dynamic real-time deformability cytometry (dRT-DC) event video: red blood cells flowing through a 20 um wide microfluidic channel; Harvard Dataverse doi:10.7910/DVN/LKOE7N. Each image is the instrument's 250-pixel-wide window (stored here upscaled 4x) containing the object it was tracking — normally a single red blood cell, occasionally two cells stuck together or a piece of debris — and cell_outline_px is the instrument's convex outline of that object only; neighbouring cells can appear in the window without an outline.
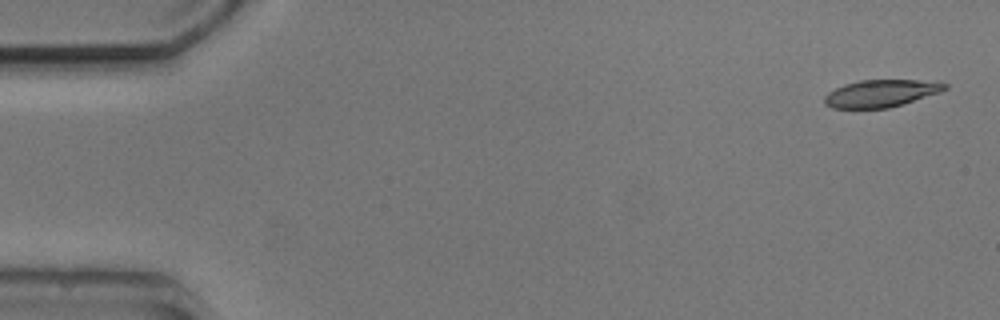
{"species": "common noctule bat (a hibernating species)", "species_latin": "Nyctalus noctula", "temperature_condition": "cold", "stored_images_in_passage": 5, "camera_frame_rate_fps": 3000, "um_per_image_px": 0.085, "animal": {"sex": "male", "body_mass_g": 20.5, "forearm_length_mm": 52.5}, "frame": {"image": 1, "passage_image": 1, "time_ms": 0.0, "image_size_px": [1000, 320], "cell_outline_px": [[948, 88], [940, 92], [904, 104], [888, 108], [832, 108], [824, 104], [824, 96], [828, 92], [844, 84], [860, 80], [916, 80], [948, 84]], "centroid_in_image_um": [74.85, 7.94], "position_along_channel_um": 10.1, "area_um2": 19.07}}
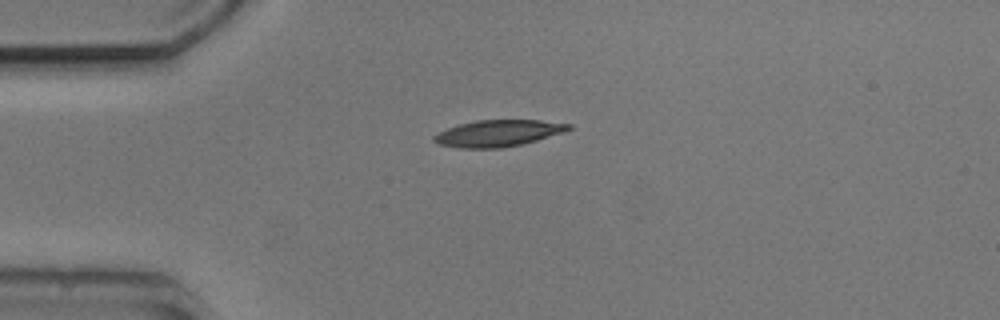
{"frame": {"image": 2, "passage_image": 4, "time_ms": 3.667, "image_size_px": [1000, 320], "cell_outline_px": [[572, 128], [564, 132], [536, 140], [520, 144], [500, 148], [460, 148], [436, 144], [432, 140], [432, 136], [436, 132], [460, 124], [476, 120], [540, 120], [572, 124]], "centroid_in_image_um": [42.29, 11.32], "position_along_channel_um": 42.7, "area_um2": 20.87}}